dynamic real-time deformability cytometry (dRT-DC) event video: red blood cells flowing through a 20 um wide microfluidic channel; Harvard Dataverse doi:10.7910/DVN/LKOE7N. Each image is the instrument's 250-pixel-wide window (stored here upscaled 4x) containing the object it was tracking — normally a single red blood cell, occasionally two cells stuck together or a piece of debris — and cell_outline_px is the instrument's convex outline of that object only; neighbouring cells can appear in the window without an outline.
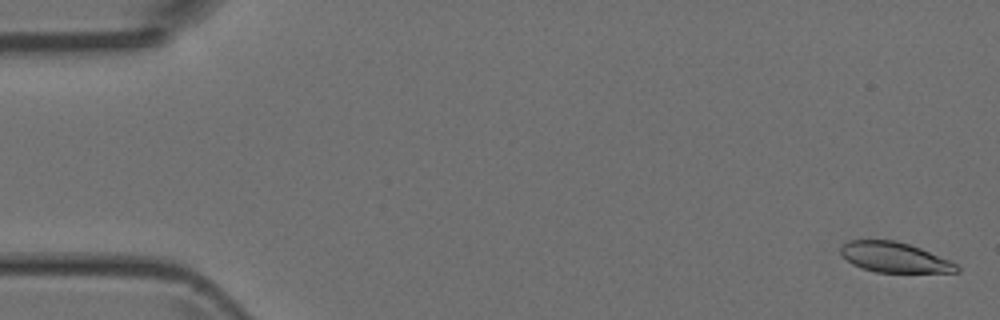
{"species": "Egyptian fruit bat (a non-hibernating species)", "species_latin": "Rousettus aegyptiacus", "temperature_condition": "room temperature", "stored_images_in_passage": 5, "camera_frame_rate_fps": 3000, "um_per_image_px": 0.085, "animal": {"sex": "female"}, "frame": {"image": 1, "passage_image": 1, "time_ms": 0.0, "image_size_px": [1000, 320], "cell_outline_px": [[960, 272], [876, 272], [860, 268], [852, 264], [840, 252], [840, 248], [848, 240], [896, 240], [920, 248], [948, 260], [956, 264], [960, 268]], "centroid_in_image_um": [76.01, 21.87], "position_along_channel_um": 9.0, "area_um2": 20.17}}
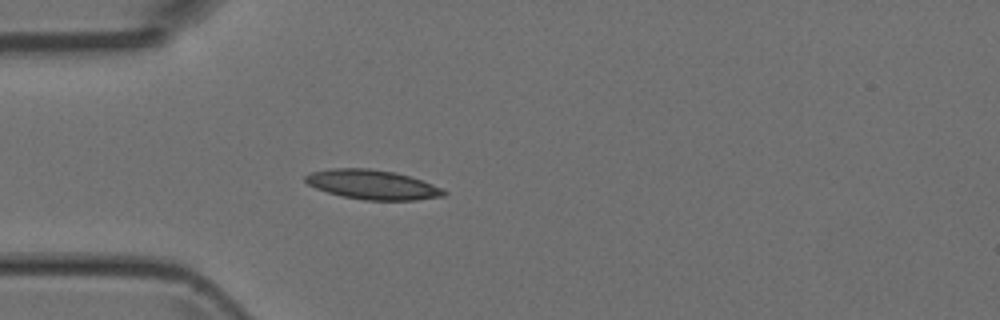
{"frame": {"image": 2, "passage_image": 5, "time_ms": 4.333, "image_size_px": [1000, 320], "cell_outline_px": [[448, 192], [444, 196], [416, 200], [364, 200], [344, 196], [328, 192], [316, 188], [308, 184], [304, 180], [304, 176], [312, 172], [332, 168], [368, 168], [396, 172], [444, 188]], "centroid_in_image_um": [31.68, 15.69], "position_along_channel_um": 53.3, "area_um2": 23.7}}